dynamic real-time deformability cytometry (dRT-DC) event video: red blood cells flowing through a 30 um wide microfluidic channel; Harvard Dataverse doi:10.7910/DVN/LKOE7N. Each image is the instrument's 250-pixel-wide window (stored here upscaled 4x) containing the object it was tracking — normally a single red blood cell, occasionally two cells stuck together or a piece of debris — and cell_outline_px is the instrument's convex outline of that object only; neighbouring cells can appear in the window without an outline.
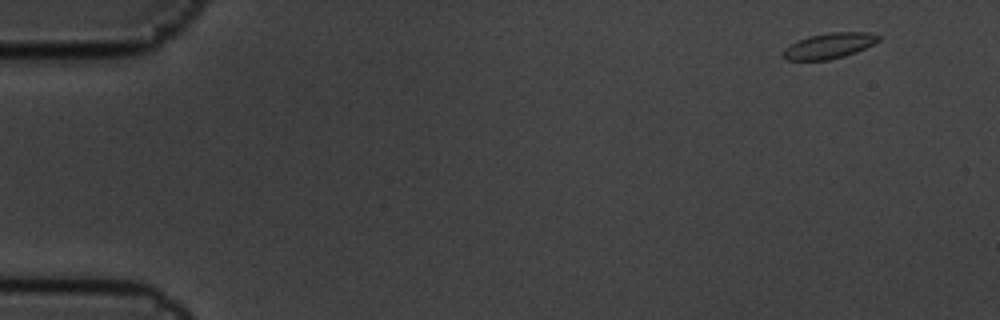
{"species": "common noctule bat (a hibernating species)", "species_latin": "Nyctalus noctula", "temperature_condition": "cold", "stored_images_in_passage": 4, "camera_frame_rate_fps": 3000, "um_per_image_px": 0.085, "animal": {"sex": "male", "body_mass_g": 19.5, "forearm_length_mm": 54.6}, "frame": {"image": 1, "passage_image": 1, "time_ms": 0.0, "image_size_px": [1000, 320], "cell_outline_px": [[880, 40], [856, 52], [844, 56], [828, 60], [788, 60], [784, 56], [784, 48], [808, 36], [828, 32], [868, 32], [880, 36]], "centroid_in_image_um": [70.5, 3.88], "position_along_channel_um": 14.5, "area_um2": 13.99}}